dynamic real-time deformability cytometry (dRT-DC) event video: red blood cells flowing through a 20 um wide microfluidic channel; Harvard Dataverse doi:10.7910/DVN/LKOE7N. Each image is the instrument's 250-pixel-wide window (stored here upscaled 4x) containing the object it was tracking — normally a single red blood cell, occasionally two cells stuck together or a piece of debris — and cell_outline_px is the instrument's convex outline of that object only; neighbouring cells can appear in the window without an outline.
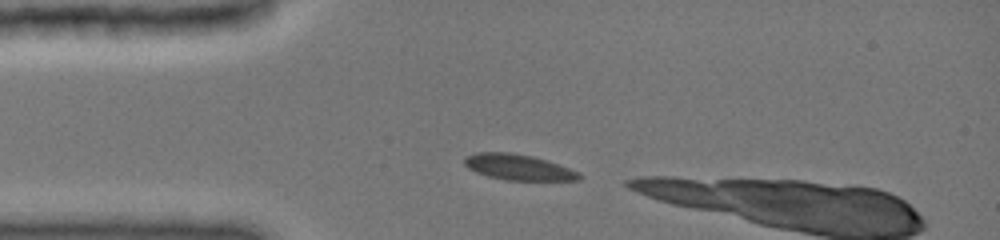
{"species": "common noctule bat (a hibernating species)", "species_latin": "Nyctalus noctula", "temperature_condition": "cold", "stored_images_in_passage": 2, "camera_frame_rate_fps": 3000, "um_per_image_px": 0.085, "animal": {"sex": "female", "body_mass_g": 19.0, "forearm_length_mm": 51.5}, "frame": {"image": 1, "passage_image": 1, "time_ms": 0.0, "image_size_px": [1000, 240], "cell_outline_px": [[584, 176], [580, 180], [504, 180], [488, 176], [476, 172], [468, 168], [464, 164], [464, 156], [476, 152], [512, 152], [532, 156], [548, 160], [580, 172]], "centroid_in_image_um": [44.07, 14.2], "position_along_channel_um": 40.9, "area_um2": 17.46}}